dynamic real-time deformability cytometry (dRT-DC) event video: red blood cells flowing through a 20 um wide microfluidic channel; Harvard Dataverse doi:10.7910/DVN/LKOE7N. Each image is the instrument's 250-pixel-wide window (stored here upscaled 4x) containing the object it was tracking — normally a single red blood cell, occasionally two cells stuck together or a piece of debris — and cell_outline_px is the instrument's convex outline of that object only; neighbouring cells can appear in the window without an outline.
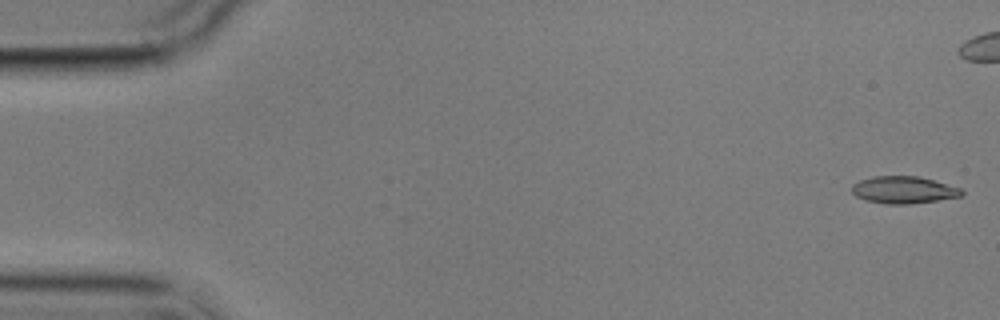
{"species": "common noctule bat (a hibernating species)", "species_latin": "Nyctalus noctula", "temperature_condition": "cold", "stored_images_in_passage": 6, "camera_frame_rate_fps": 3000, "um_per_image_px": 0.085, "animal": {"sex": "male", "body_mass_g": 17.9}, "frame": {"image": 1, "passage_image": 1, "time_ms": 0.0, "image_size_px": [1000, 320], "cell_outline_px": [[964, 192], [960, 196], [912, 204], [884, 204], [864, 200], [856, 196], [852, 192], [852, 184], [860, 180], [872, 176], [920, 176], [960, 188]], "centroid_in_image_um": [76.76, 16.14], "position_along_channel_um": 8.2, "area_um2": 17.4}}
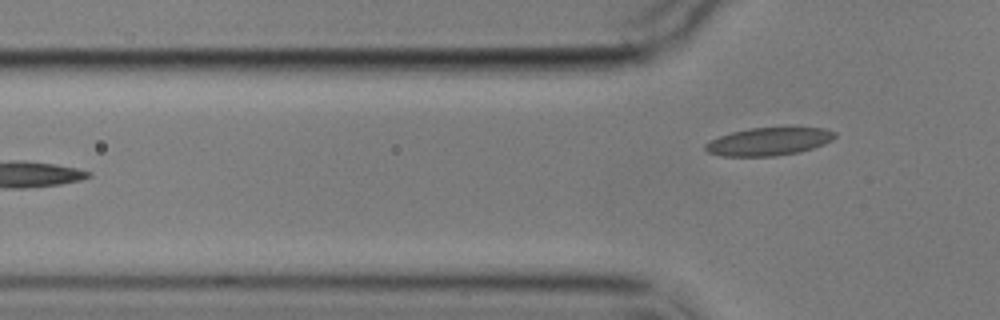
{"frame": {"image": 2, "passage_image": 6, "time_ms": 7.0, "image_size_px": [1000, 320], "cell_outline_px": [[836, 136], [832, 140], [824, 144], [800, 152], [772, 156], [720, 156], [708, 152], [704, 148], [704, 144], [708, 140], [732, 132], [748, 128], [824, 128], [836, 132]], "centroid_in_image_um": [65.31, 12.03], "position_along_channel_um": 60.5, "area_um2": 21.04}}